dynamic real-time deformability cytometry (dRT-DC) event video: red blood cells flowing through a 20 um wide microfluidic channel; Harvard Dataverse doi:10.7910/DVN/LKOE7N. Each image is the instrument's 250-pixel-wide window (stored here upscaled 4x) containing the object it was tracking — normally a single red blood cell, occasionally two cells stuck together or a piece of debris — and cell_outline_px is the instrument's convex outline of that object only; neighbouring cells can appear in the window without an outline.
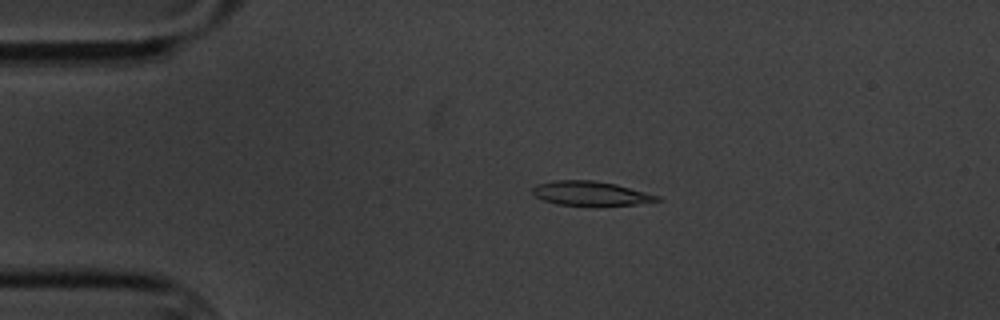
{"species": "common noctule bat (a hibernating species)", "species_latin": "Nyctalus noctula", "temperature_condition": "cold", "stored_images_in_passage": 6, "camera_frame_rate_fps": 3000, "um_per_image_px": 0.085, "animal": {"sex": "male", "body_mass_g": 20.1, "forearm_length_mm": 53.5}, "frame": {"image": 1, "passage_image": 4, "time_ms": 3.333, "image_size_px": [1000, 320], "cell_outline_px": [[664, 200], [636, 204], [596, 208], [556, 204], [544, 200], [536, 196], [532, 192], [532, 188], [536, 184], [552, 180], [592, 180], [616, 184], [660, 196]], "centroid_in_image_um": [50.22, 16.48], "position_along_channel_um": 34.8, "area_um2": 18.38}}
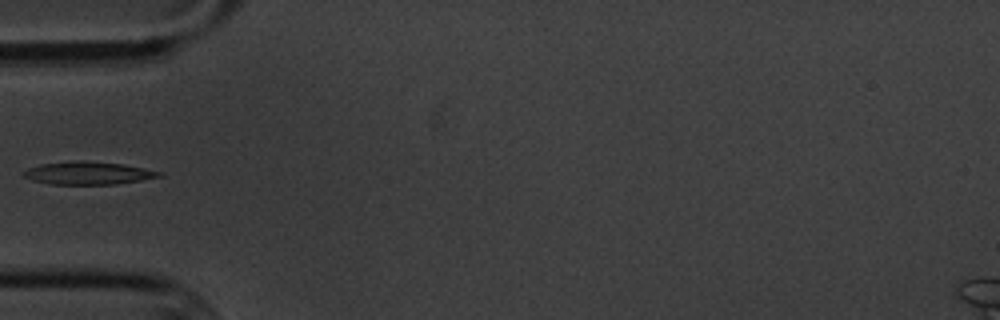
{"frame": {"image": 2, "passage_image": 6, "time_ms": 5.667, "image_size_px": [1000, 320], "cell_outline_px": [[164, 176], [116, 184], [48, 184], [32, 180], [24, 176], [20, 172], [28, 168], [40, 164], [76, 160], [80, 160], [124, 164], [164, 172]], "centroid_in_image_um": [7.49, 14.71], "position_along_channel_um": 77.5, "area_um2": 18.15}}